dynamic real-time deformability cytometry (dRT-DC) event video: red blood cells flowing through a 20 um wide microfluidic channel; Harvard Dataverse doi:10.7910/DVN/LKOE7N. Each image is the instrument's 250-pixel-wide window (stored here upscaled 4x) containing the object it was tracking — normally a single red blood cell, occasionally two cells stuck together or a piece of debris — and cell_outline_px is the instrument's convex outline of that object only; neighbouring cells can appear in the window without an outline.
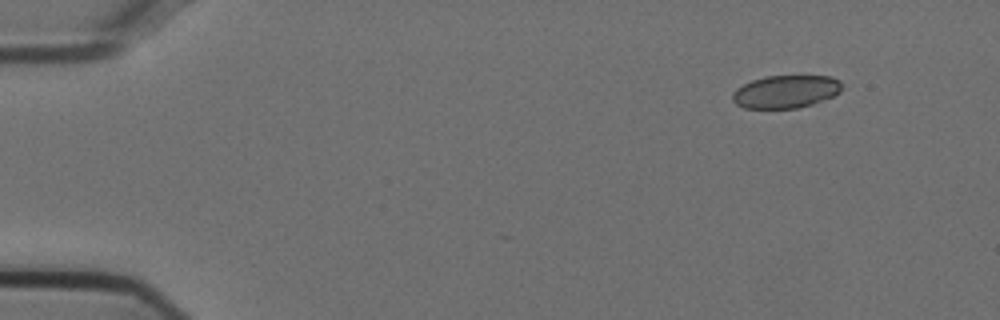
{"species": "Egyptian fruit bat (a non-hibernating species)", "species_latin": "Rousettus aegyptiacus", "temperature_condition": "cold", "stored_images_in_passage": 8, "camera_frame_rate_fps": 3000, "um_per_image_px": 0.085, "animal": {"sex": "female"}, "frame": {"image": 1, "passage_image": 1, "time_ms": 0.0, "image_size_px": [1000, 320], "cell_outline_px": [[840, 92], [832, 96], [812, 104], [796, 108], [744, 108], [736, 104], [732, 100], [732, 92], [736, 88], [752, 80], [764, 76], [832, 76], [840, 80]], "centroid_in_image_um": [66.75, 7.78], "position_along_channel_um": 18.2, "area_um2": 20.87}}